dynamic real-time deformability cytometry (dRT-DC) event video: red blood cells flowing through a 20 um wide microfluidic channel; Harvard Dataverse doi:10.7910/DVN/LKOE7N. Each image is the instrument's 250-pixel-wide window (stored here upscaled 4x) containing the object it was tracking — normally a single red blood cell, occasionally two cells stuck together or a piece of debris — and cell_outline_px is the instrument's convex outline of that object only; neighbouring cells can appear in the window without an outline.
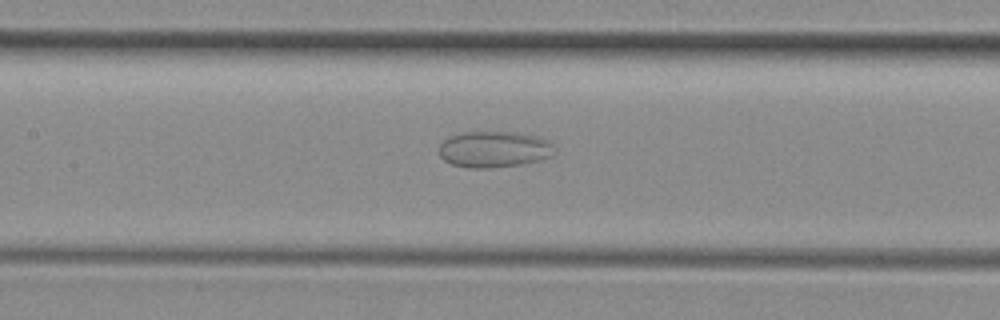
{"species": "common noctule bat (a hibernating species)", "species_latin": "Nyctalus noctula", "temperature_condition": "room temperature", "stored_images_in_passage": 28, "camera_frame_rate_fps": 3000, "um_per_image_px": 0.085, "animal": {"sex": "female", "body_mass_g": 29.2, "forearm_length_mm": 56.3}, "frame": {"image": 1, "passage_image": 23, "time_ms": 7.333, "image_size_px": [1000, 320], "cell_outline_px": [[556, 152], [552, 156], [540, 160], [520, 164], [488, 168], [468, 168], [452, 164], [444, 160], [440, 156], [440, 144], [444, 140], [452, 136], [464, 132], [516, 132], [540, 136], [548, 140], [552, 144]], "centroid_in_image_um": [42.04, 12.69], "position_along_channel_um": 165.4, "area_um2": 24.45}}